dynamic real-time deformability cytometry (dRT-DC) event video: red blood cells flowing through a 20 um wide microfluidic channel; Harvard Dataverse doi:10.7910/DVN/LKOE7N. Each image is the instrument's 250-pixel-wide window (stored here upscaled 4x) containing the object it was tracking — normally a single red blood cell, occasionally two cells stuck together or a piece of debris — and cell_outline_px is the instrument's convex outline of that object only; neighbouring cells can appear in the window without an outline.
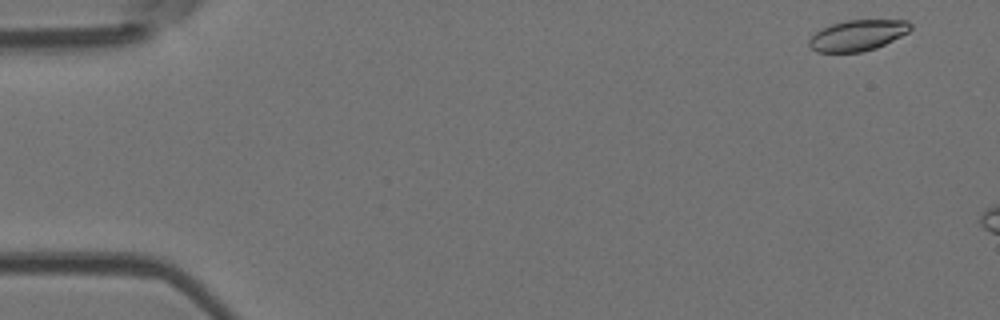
{"species": "Egyptian fruit bat (a non-hibernating species)", "species_latin": "Rousettus aegyptiacus", "temperature_condition": "room temperature", "stored_images_in_passage": 4, "camera_frame_rate_fps": 3000, "um_per_image_px": 0.085, "animal": {"sex": "female"}, "frame": {"image": 1, "passage_image": 1, "time_ms": 0.0, "image_size_px": [1000, 320], "cell_outline_px": [[912, 28], [908, 32], [876, 48], [860, 52], [816, 52], [808, 44], [808, 40], [816, 32], [832, 24], [844, 20], [908, 20], [912, 24]], "centroid_in_image_um": [72.91, 3.0], "position_along_channel_um": 12.1, "area_um2": 18.09}}